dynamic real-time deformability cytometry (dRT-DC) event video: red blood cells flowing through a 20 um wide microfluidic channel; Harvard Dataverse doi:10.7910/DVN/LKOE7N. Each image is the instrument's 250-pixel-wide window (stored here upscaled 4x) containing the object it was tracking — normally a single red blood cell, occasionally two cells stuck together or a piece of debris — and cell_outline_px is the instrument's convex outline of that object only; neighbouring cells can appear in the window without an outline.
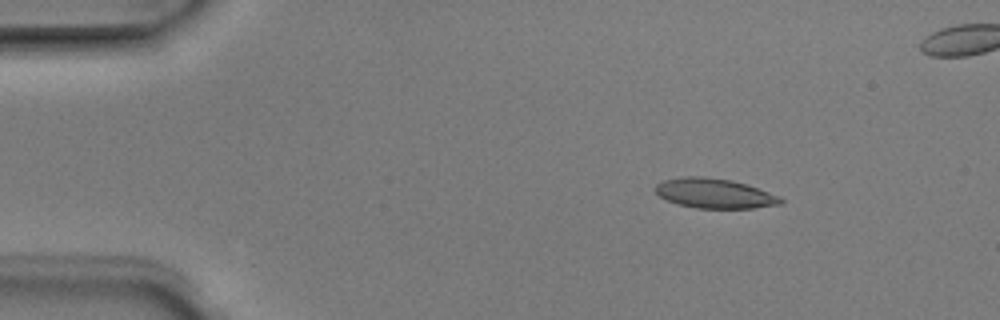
{"species": "Egyptian fruit bat (a non-hibernating species)", "species_latin": "Rousettus aegyptiacus", "temperature_condition": "room temperature", "stored_images_in_passage": 6, "camera_frame_rate_fps": 3000, "um_per_image_px": 0.085, "animal": {"sex": "male"}, "frame": {"image": 1, "passage_image": 3, "time_ms": 0.667, "image_size_px": [1000, 320], "cell_outline_px": [[784, 200], [780, 204], [752, 208], [696, 208], [676, 204], [660, 196], [656, 192], [656, 184], [664, 180], [680, 176], [704, 176], [732, 180], [748, 184], [780, 196]], "centroid_in_image_um": [60.74, 16.42], "position_along_channel_um": 24.3, "area_um2": 21.85}}